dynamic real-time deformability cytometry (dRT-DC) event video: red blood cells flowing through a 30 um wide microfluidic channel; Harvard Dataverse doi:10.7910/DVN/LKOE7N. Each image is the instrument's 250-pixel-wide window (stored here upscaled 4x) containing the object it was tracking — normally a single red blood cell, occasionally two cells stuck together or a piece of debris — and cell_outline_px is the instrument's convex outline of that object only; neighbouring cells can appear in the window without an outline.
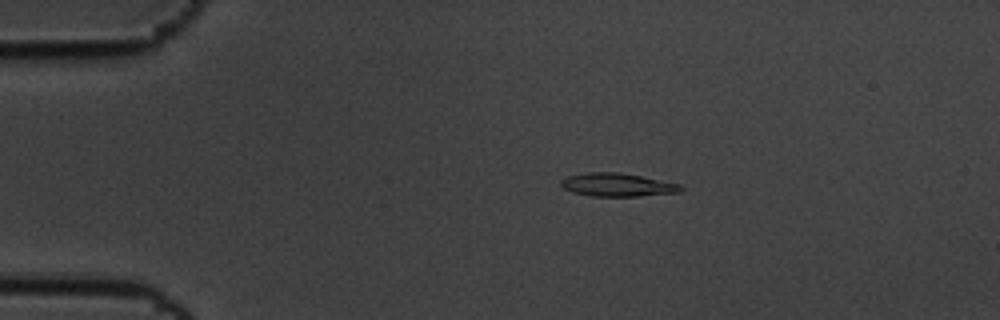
{"species": "common noctule bat (a hibernating species)", "species_latin": "Nyctalus noctula", "temperature_condition": "cold", "stored_images_in_passage": 59, "camera_frame_rate_fps": 3000, "um_per_image_px": 0.085, "animal": {"sex": "male", "body_mass_g": 19.5, "forearm_length_mm": 54.6}, "frame": {"image": 1, "passage_image": 12, "time_ms": 3.667, "image_size_px": [1000, 320], "cell_outline_px": [[684, 188], [680, 192], [640, 196], [592, 196], [572, 192], [564, 188], [560, 184], [560, 180], [568, 176], [588, 172], [620, 172], [680, 184]], "centroid_in_image_um": [52.47, 15.71], "position_along_channel_um": 32.5, "area_um2": 16.18}}
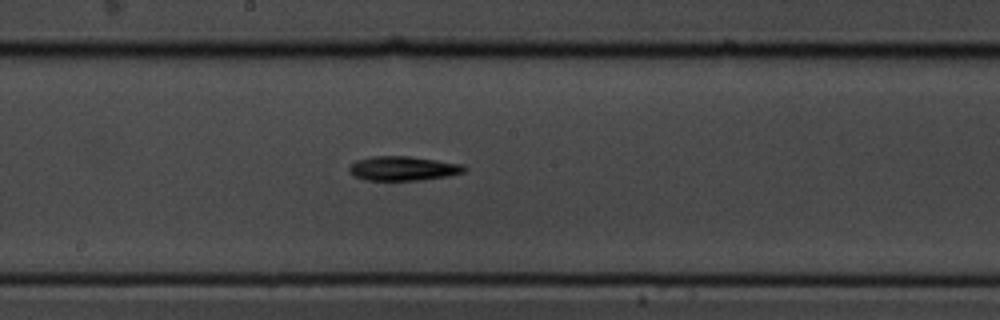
{"frame": {"image": 2, "passage_image": 32, "time_ms": 10.333, "image_size_px": [1000, 320], "cell_outline_px": [[468, 168], [464, 172], [448, 176], [420, 180], [364, 180], [352, 176], [348, 172], [348, 168], [356, 160], [372, 156], [408, 156], [464, 164]], "centroid_in_image_um": [34.25, 14.32], "position_along_channel_um": 214.0, "area_um2": 16.47}}
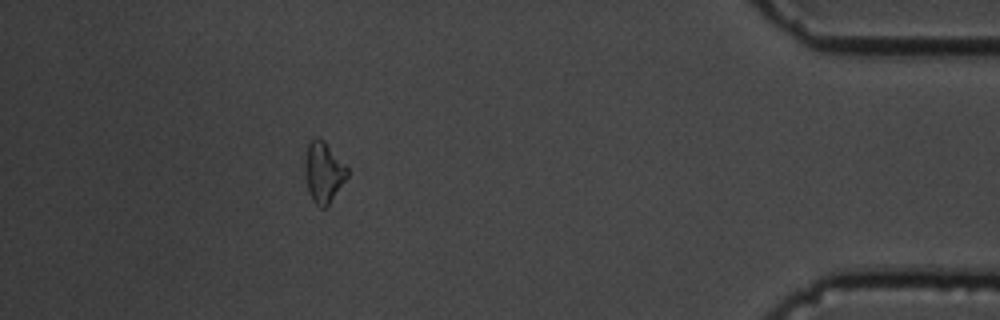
{"frame": {"image": 3, "passage_image": 53, "time_ms": 17.333, "image_size_px": [1000, 320], "cell_outline_px": [[348, 176], [328, 204], [324, 208], [320, 208], [312, 200], [308, 192], [304, 172], [304, 160], [308, 144], [316, 136], [324, 140], [348, 168]], "centroid_in_image_um": [27.47, 14.62], "position_along_channel_um": 407.7, "area_um2": 14.97}, "authors_computed_cell_mechanics": {"area_um2": 15.4326, "velocity_mm_per_s": 3.4425, "shape_relaxation_time_tau1_ms": 2.9517, "shape_relaxation_time_tau2_ms": null, "deformation_change_tau1": 0.1309, "deformation_change_tau2": null}}